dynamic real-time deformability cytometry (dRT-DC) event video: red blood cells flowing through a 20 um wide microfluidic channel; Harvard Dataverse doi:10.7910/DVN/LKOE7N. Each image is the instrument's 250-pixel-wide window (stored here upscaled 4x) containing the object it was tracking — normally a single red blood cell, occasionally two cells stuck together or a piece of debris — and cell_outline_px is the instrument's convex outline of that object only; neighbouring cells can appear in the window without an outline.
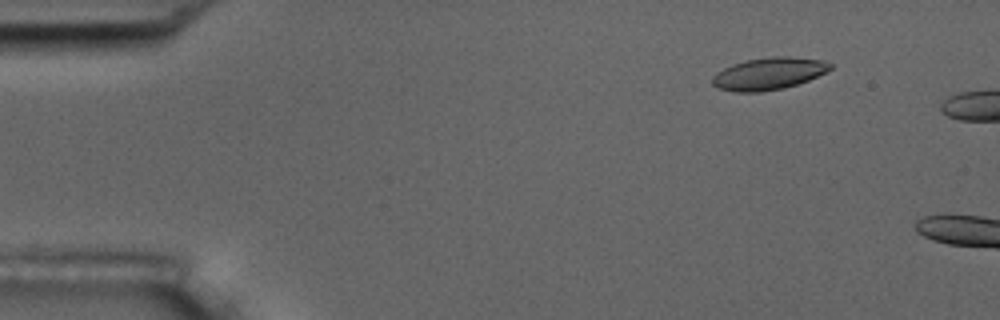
{"species": "common noctule bat (a hibernating species)", "species_latin": "Nyctalus noctula", "temperature_condition": "room temperature", "stored_images_in_passage": 3, "camera_frame_rate_fps": 3000, "um_per_image_px": 0.085, "animal": {"sex": "male", "body_mass_g": 17.5, "forearm_length_mm": 52.3}, "frame": {"image": 1, "passage_image": 2, "time_ms": 0.333, "image_size_px": [1000, 320], "cell_outline_px": [[832, 68], [808, 80], [784, 88], [760, 92], [736, 92], [720, 88], [712, 84], [712, 76], [716, 72], [732, 64], [744, 60], [772, 56], [788, 56], [820, 60], [832, 64]], "centroid_in_image_um": [65.3, 6.25], "position_along_channel_um": 19.7, "area_um2": 21.96}}